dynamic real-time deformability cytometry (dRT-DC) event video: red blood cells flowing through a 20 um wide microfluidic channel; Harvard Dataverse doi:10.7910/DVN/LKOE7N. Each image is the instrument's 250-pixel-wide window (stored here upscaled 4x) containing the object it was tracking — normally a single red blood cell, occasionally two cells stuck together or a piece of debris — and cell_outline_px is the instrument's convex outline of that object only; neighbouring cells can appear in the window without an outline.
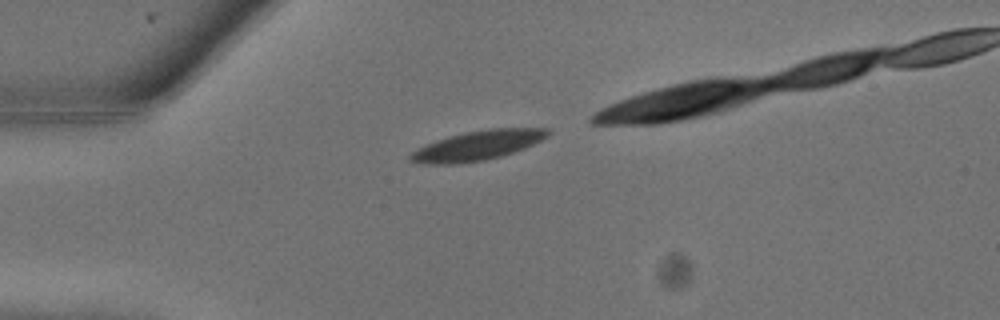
{"species": "common noctule bat (a hibernating species)", "species_latin": "Nyctalus noctula", "temperature_condition": "warm", "stored_images_in_passage": 15, "camera_frame_rate_fps": 3000, "um_per_image_px": 0.085, "animal": {"sex": "male", "body_mass_g": 13.3}, "frame": {"image": 1, "passage_image": 1, "time_ms": 0.0, "image_size_px": [1000, 320], "cell_outline_px": [[552, 132], [548, 136], [524, 148], [500, 156], [484, 160], [456, 164], [416, 164], [408, 160], [408, 156], [412, 152], [436, 140], [448, 136], [488, 128], [548, 128]], "centroid_in_image_um": [40.57, 12.37], "position_along_channel_um": 44.4, "area_um2": 23.52}}
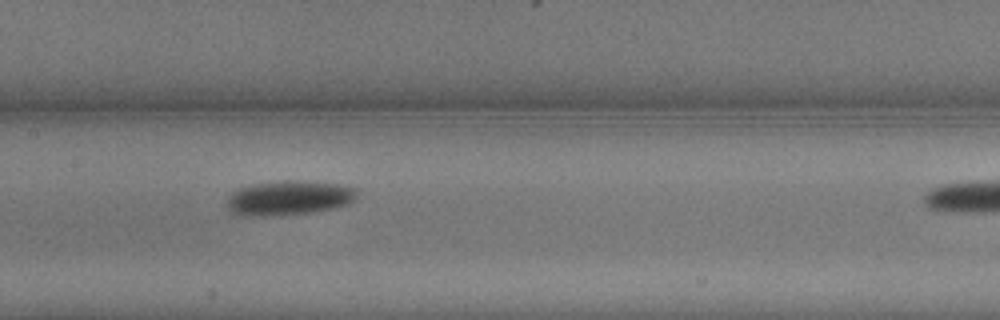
{"frame": {"image": 2, "passage_image": 7, "time_ms": 2.0, "image_size_px": [1000, 320], "cell_outline_px": [[360, 192], [348, 204], [336, 208], [312, 212], [264, 216], [240, 216], [232, 212], [224, 204], [228, 196], [232, 192], [240, 188], [252, 184], [280, 180], [304, 180], [340, 184], [356, 188]], "centroid_in_image_um": [24.54, 16.81], "position_along_channel_um": 182.9, "area_um2": 26.65}}